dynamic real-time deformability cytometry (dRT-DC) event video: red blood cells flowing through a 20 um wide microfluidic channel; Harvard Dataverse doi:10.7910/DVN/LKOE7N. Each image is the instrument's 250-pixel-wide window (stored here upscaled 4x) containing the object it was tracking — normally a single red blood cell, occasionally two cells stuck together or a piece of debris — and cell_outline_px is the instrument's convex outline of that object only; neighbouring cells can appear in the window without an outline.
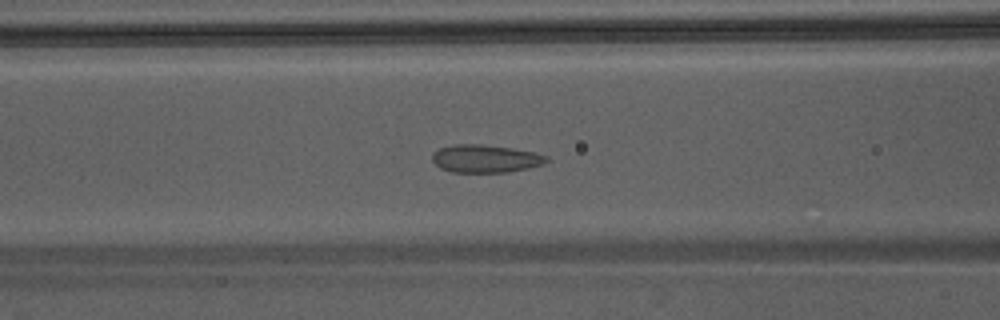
{"species": "Egyptian fruit bat (a non-hibernating species)", "species_latin": "Rousettus aegyptiacus", "temperature_condition": "warm", "stored_images_in_passage": 50, "camera_frame_rate_fps": 3000, "um_per_image_px": 0.085, "animal": {"sex": "male"}, "frame": {"image": 1, "passage_image": 22, "time_ms": 7.0, "image_size_px": [1000, 320], "cell_outline_px": [[548, 160], [544, 164], [528, 168], [508, 172], [452, 172], [440, 168], [432, 160], [432, 152], [440, 148], [456, 144], [480, 144], [512, 148], [532, 152], [548, 156]], "centroid_in_image_um": [41.25, 13.48], "position_along_channel_um": 125.4, "area_um2": 18.5}}
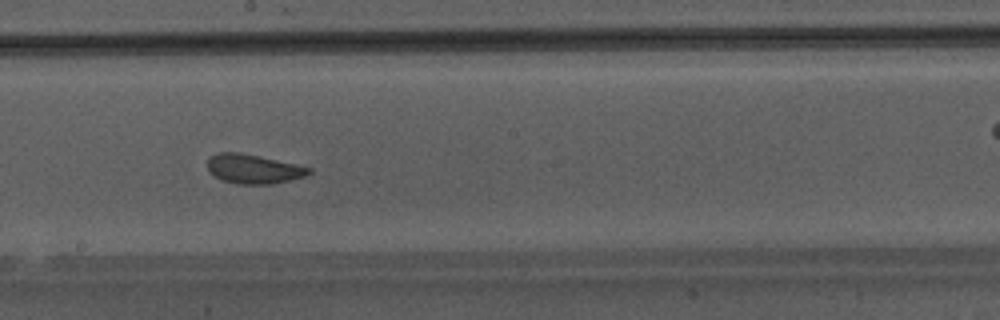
{"frame": {"image": 2, "passage_image": 29, "time_ms": 9.333, "image_size_px": [1000, 320], "cell_outline_px": [[312, 172], [304, 176], [272, 184], [240, 184], [224, 180], [208, 172], [208, 160], [216, 152], [240, 152], [296, 164], [312, 168]], "centroid_in_image_um": [21.54, 14.35], "position_along_channel_um": 226.7, "area_um2": 17.11}}
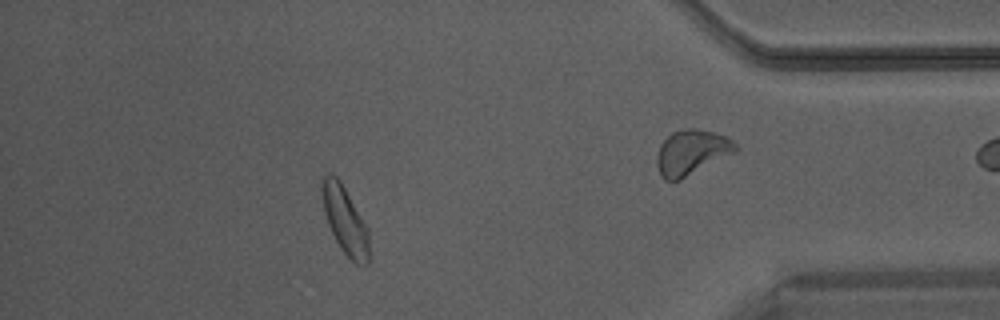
{"frame": {"image": 3, "passage_image": 44, "time_ms": 14.333, "image_size_px": [1000, 320], "cell_outline_px": [[368, 264], [356, 264], [340, 248], [328, 224], [324, 212], [320, 196], [320, 180], [328, 172], [332, 172], [340, 180], [368, 228]], "centroid_in_image_um": [29.27, 18.64], "position_along_channel_um": 405.9, "area_um2": 18.55}}